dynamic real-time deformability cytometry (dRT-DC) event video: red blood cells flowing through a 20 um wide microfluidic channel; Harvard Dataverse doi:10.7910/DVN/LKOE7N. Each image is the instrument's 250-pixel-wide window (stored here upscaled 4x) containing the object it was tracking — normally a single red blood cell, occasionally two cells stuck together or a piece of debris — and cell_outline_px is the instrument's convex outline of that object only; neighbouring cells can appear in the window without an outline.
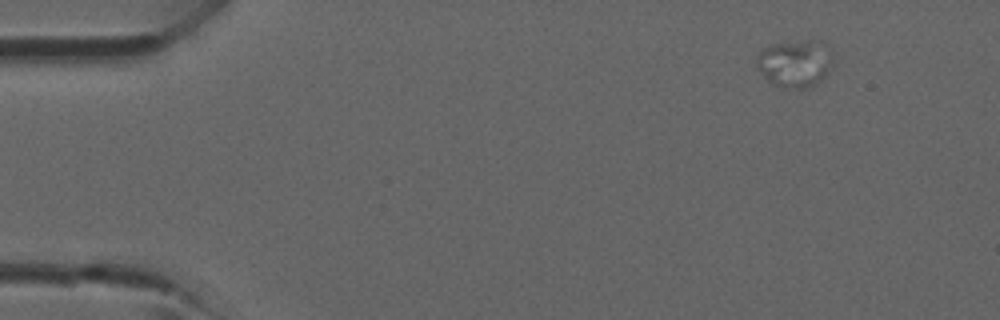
{"species": "common noctule bat (a hibernating species)", "species_latin": "Nyctalus noctula", "temperature_condition": "room temperature", "stored_images_in_passage": 3, "camera_frame_rate_fps": 3000, "um_per_image_px": 0.085, "animal": {"sex": "male", "forearm_length_mm": 52.5}, "frame": {"image": 1, "passage_image": 1, "time_ms": 0.0, "image_size_px": [1000, 320], "cell_outline_px": [[836, 64], [820, 80], [804, 88], [788, 88], [772, 84], [756, 68], [756, 64], [760, 52], [764, 48], [772, 44], [804, 40], [820, 40]], "centroid_in_image_um": [67.57, 5.38], "position_along_channel_um": 17.4, "area_um2": 20.81}}
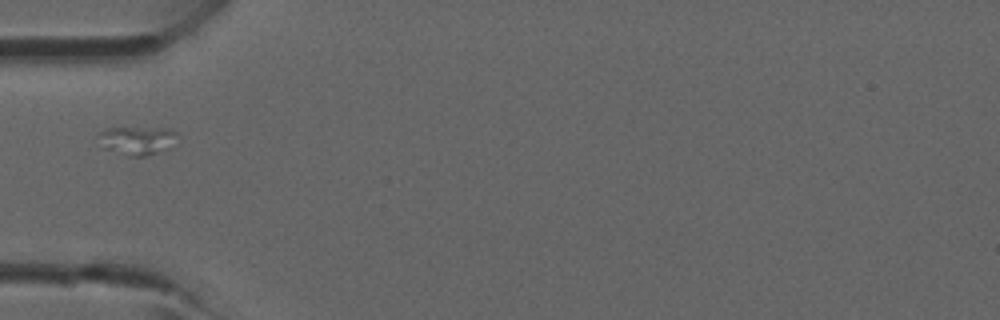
{"frame": {"image": 2, "passage_image": 3, "time_ms": 3.333, "image_size_px": [1000, 320], "cell_outline_px": [[176, 132], [164, 148], [156, 152], [144, 156], [132, 156], [100, 148], [100, 132], [108, 128], [168, 128]], "centroid_in_image_um": [11.52, 11.93], "position_along_channel_um": 73.5, "area_um2": 12.31}}